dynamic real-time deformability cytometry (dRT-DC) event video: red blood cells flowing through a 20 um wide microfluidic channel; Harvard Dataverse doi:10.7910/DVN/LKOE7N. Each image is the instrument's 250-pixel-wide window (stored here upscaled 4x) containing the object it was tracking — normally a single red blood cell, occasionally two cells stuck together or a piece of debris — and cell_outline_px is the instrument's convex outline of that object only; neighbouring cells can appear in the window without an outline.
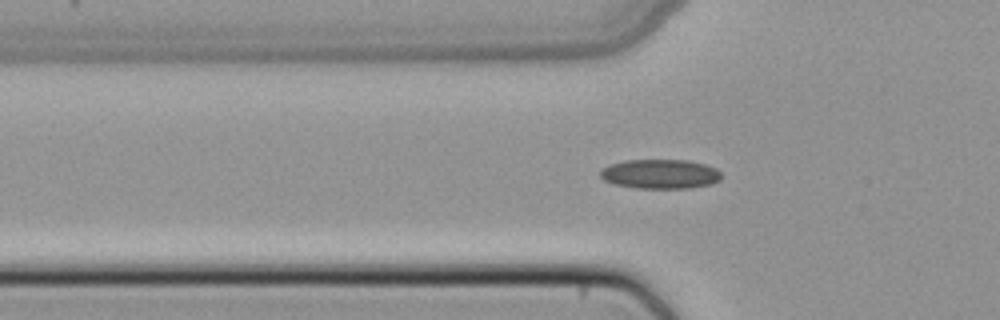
{"species": "common noctule bat (a hibernating species)", "species_latin": "Nyctalus noctula", "temperature_condition": "cold", "stored_images_in_passage": 35, "camera_frame_rate_fps": 3000, "um_per_image_px": 0.085, "animal": {"sex": "female", "body_mass_g": 22.7, "forearm_length_mm": 54.2}, "frame": {"image": 1, "passage_image": 3, "time_ms": 0.667, "image_size_px": [1000, 320], "cell_outline_px": [[720, 180], [712, 184], [688, 188], [636, 188], [612, 184], [604, 180], [600, 176], [600, 168], [608, 164], [624, 160], [688, 160], [704, 164], [716, 168], [720, 172]], "centroid_in_image_um": [56.07, 14.79], "position_along_channel_um": 69.7, "area_um2": 20.98}}
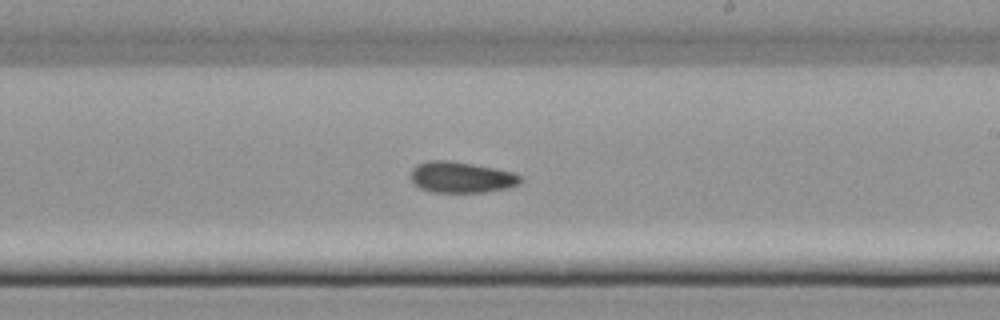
{"frame": {"image": 2, "passage_image": 16, "time_ms": 5.0, "image_size_px": [1000, 320], "cell_outline_px": [[524, 180], [520, 184], [508, 188], [484, 192], [432, 192], [420, 188], [412, 184], [408, 176], [412, 168], [416, 164], [428, 160], [448, 160], [496, 168], [512, 172], [520, 176]], "centroid_in_image_um": [39.16, 15.06], "position_along_channel_um": 249.8, "area_um2": 20.23}}
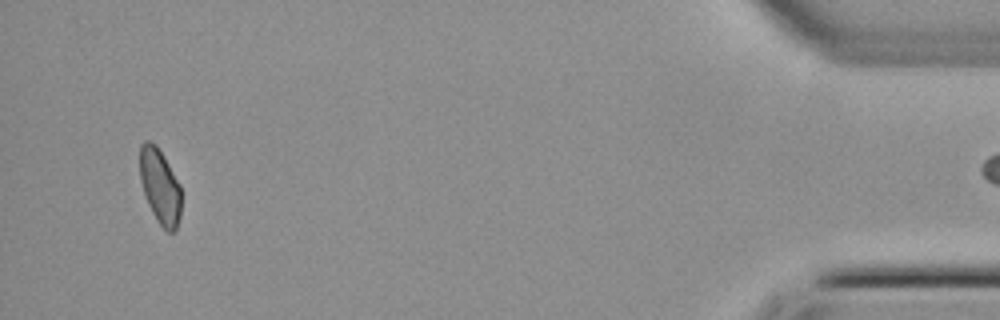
{"frame": {"image": 3, "passage_image": 34, "time_ms": 11.0, "image_size_px": [1000, 320], "cell_outline_px": [[180, 216], [176, 228], [172, 232], [168, 232], [156, 220], [144, 196], [140, 180], [140, 144], [144, 140], [148, 140], [156, 144], [164, 156], [180, 184]], "centroid_in_image_um": [13.58, 15.81], "position_along_channel_um": 421.6, "area_um2": 18.15}}